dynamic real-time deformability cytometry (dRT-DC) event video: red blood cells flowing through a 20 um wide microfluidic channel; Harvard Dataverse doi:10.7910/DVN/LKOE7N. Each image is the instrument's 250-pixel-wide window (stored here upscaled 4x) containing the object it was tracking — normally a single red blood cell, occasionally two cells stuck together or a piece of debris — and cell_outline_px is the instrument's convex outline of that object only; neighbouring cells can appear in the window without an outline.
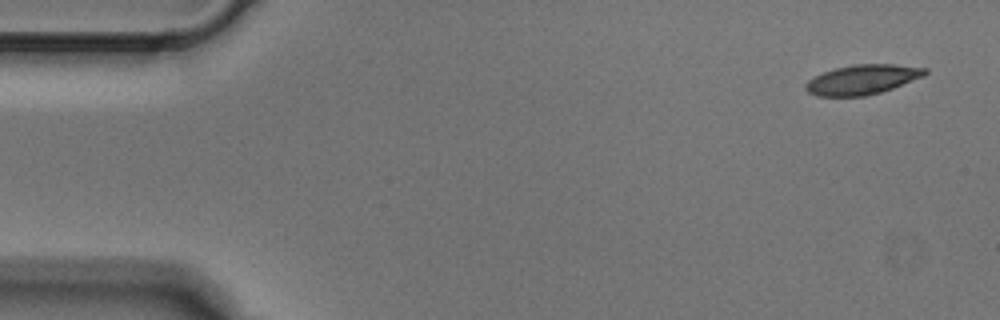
{"species": "Egyptian fruit bat (a non-hibernating species)", "species_latin": "Rousettus aegyptiacus", "temperature_condition": "cold", "stored_images_in_passage": 4, "camera_frame_rate_fps": 3000, "um_per_image_px": 0.085, "animal": {"sex": "male"}, "frame": {"image": 1, "passage_image": 1, "time_ms": 0.0, "image_size_px": [1000, 320], "cell_outline_px": [[928, 72], [924, 76], [892, 88], [880, 92], [864, 96], [816, 96], [808, 92], [804, 88], [804, 84], [808, 80], [824, 72], [836, 68], [852, 64], [896, 64], [928, 68]], "centroid_in_image_um": [73.3, 6.76], "position_along_channel_um": 11.7, "area_um2": 20.63}}
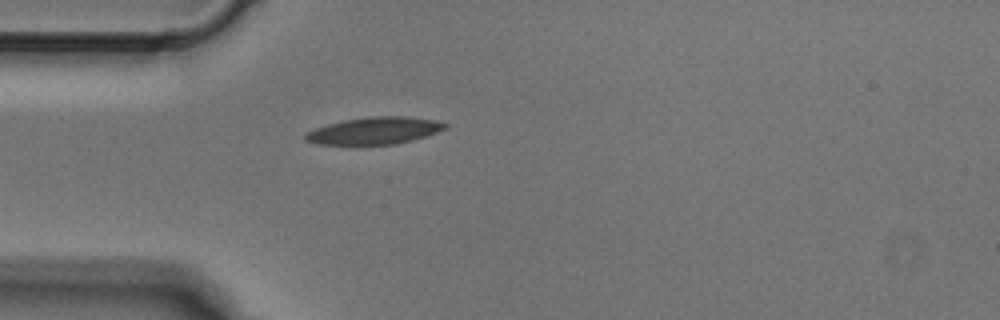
{"frame": {"image": 2, "passage_image": 4, "time_ms": 1.0, "image_size_px": [1000, 320], "cell_outline_px": [[448, 128], [412, 140], [396, 144], [320, 144], [304, 140], [304, 132], [328, 124], [344, 120], [368, 116], [404, 116], [436, 120], [448, 124]], "centroid_in_image_um": [31.83, 11.1], "position_along_channel_um": 53.2, "area_um2": 21.96}}